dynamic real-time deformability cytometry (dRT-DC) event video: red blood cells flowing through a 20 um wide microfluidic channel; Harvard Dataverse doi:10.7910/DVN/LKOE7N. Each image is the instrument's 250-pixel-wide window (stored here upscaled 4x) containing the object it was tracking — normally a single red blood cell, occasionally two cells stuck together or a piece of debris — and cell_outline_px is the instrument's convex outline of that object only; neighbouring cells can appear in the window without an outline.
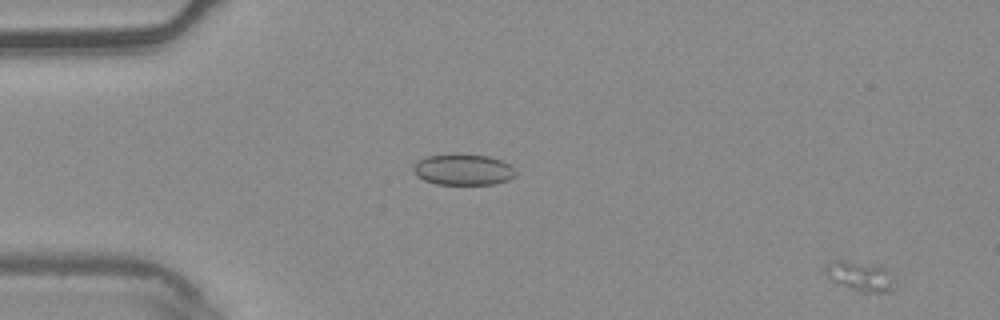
{"species": "common noctule bat (a hibernating species)", "species_latin": "Nyctalus noctula", "temperature_condition": "warm", "stored_images_in_passage": 4, "camera_frame_rate_fps": 3000, "um_per_image_px": 0.085, "animal": {"sex": "male", "body_mass_g": 20.4}, "frame": {"image": 1, "passage_image": 4, "time_ms": 1.0, "image_size_px": [1000, 320], "cell_outline_px": [[896, 284], [888, 292], [860, 292], [832, 280], [824, 272], [824, 268], [828, 260], [844, 260], [876, 264], [888, 268]], "centroid_in_image_um": [73.13, 23.44], "position_along_channel_um": 11.9, "area_um2": 12.25}}